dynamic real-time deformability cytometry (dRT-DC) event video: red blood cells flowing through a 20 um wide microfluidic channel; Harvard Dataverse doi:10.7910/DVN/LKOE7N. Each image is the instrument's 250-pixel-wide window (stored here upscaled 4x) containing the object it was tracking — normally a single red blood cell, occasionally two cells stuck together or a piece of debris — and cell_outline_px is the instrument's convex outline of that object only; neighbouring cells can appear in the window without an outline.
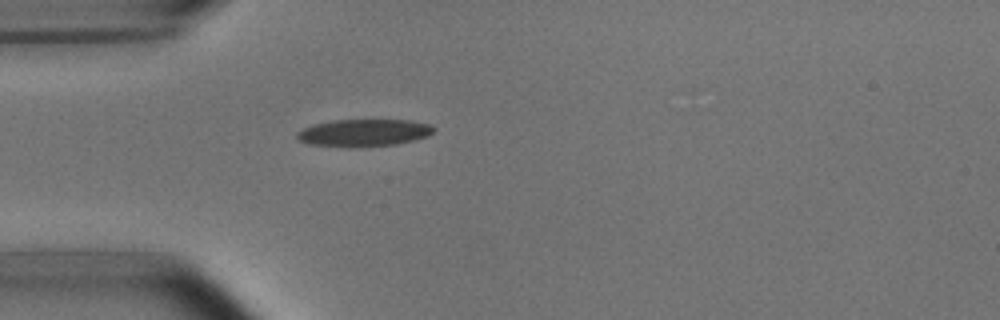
{"species": "common noctule bat (a hibernating species)", "species_latin": "Nyctalus noctula", "temperature_condition": "room temperature", "stored_images_in_passage": 1, "camera_frame_rate_fps": 3000, "um_per_image_px": 0.085, "animal": {"sex": "male", "body_mass_g": 15.6}, "frame": {"image": 1, "passage_image": 1, "time_ms": 0.0, "image_size_px": [1000, 320], "cell_outline_px": [[436, 128], [428, 136], [416, 140], [396, 144], [364, 148], [348, 148], [312, 144], [300, 140], [296, 136], [296, 132], [312, 124], [332, 120], [412, 120], [428, 124]], "centroid_in_image_um": [30.93, 11.3], "position_along_channel_um": 54.1, "area_um2": 22.08}}